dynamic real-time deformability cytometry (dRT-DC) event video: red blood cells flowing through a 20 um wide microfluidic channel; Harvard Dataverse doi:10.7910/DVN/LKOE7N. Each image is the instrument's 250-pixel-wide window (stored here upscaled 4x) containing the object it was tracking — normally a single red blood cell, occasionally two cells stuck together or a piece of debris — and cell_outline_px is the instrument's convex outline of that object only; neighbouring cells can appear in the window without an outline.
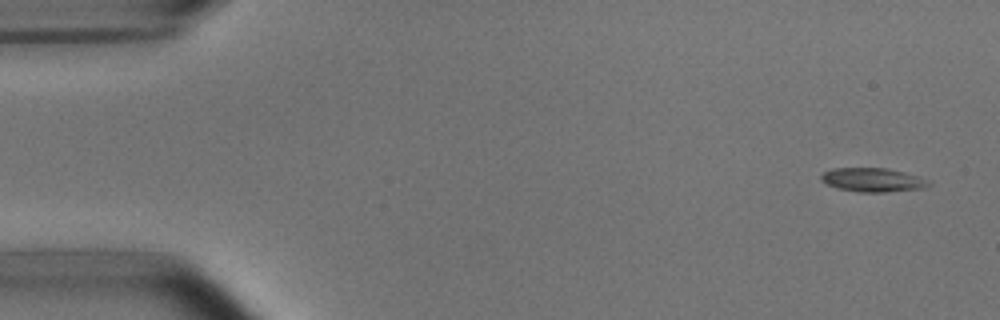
{"species": "common noctule bat (a hibernating species)", "species_latin": "Nyctalus noctula", "temperature_condition": "room temperature", "stored_images_in_passage": 4, "camera_frame_rate_fps": 3000, "um_per_image_px": 0.085, "animal": {"sex": "male", "body_mass_g": 15.6}, "frame": {"image": 1, "passage_image": 1, "time_ms": 0.0, "image_size_px": [1000, 320], "cell_outline_px": [[932, 184], [924, 188], [884, 192], [860, 192], [836, 188], [820, 180], [820, 176], [824, 172], [832, 168], [884, 168], [904, 172], [920, 176], [928, 180]], "centroid_in_image_um": [74.19, 15.29], "position_along_channel_um": 10.8, "area_um2": 14.97}}